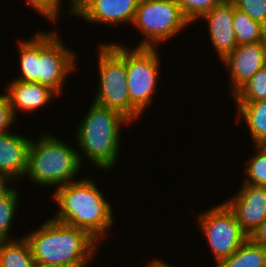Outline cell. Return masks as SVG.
<instances>
[{
	"label": "cell",
	"mask_w": 266,
	"mask_h": 267,
	"mask_svg": "<svg viewBox=\"0 0 266 267\" xmlns=\"http://www.w3.org/2000/svg\"><path fill=\"white\" fill-rule=\"evenodd\" d=\"M79 177L51 191L57 205L56 221L86 231L100 245L115 224L113 206L93 178Z\"/></svg>",
	"instance_id": "cell-1"
},
{
	"label": "cell",
	"mask_w": 266,
	"mask_h": 267,
	"mask_svg": "<svg viewBox=\"0 0 266 267\" xmlns=\"http://www.w3.org/2000/svg\"><path fill=\"white\" fill-rule=\"evenodd\" d=\"M91 102L85 116L76 124L73 138L77 142L74 143L80 149L78 155L83 166L86 160L96 170L109 172L120 160L121 131L132 123L118 111Z\"/></svg>",
	"instance_id": "cell-2"
},
{
	"label": "cell",
	"mask_w": 266,
	"mask_h": 267,
	"mask_svg": "<svg viewBox=\"0 0 266 267\" xmlns=\"http://www.w3.org/2000/svg\"><path fill=\"white\" fill-rule=\"evenodd\" d=\"M27 232L23 235L38 265H90L101 246L86 231L51 216Z\"/></svg>",
	"instance_id": "cell-3"
},
{
	"label": "cell",
	"mask_w": 266,
	"mask_h": 267,
	"mask_svg": "<svg viewBox=\"0 0 266 267\" xmlns=\"http://www.w3.org/2000/svg\"><path fill=\"white\" fill-rule=\"evenodd\" d=\"M36 139H31L28 149L27 171L25 179L54 189L77 181L83 165L78 149L55 134L44 131ZM65 141V142H64Z\"/></svg>",
	"instance_id": "cell-4"
},
{
	"label": "cell",
	"mask_w": 266,
	"mask_h": 267,
	"mask_svg": "<svg viewBox=\"0 0 266 267\" xmlns=\"http://www.w3.org/2000/svg\"><path fill=\"white\" fill-rule=\"evenodd\" d=\"M97 49L98 84L92 101L113 109L127 118L132 126L142 114L131 104L127 86L125 44L102 42Z\"/></svg>",
	"instance_id": "cell-5"
},
{
	"label": "cell",
	"mask_w": 266,
	"mask_h": 267,
	"mask_svg": "<svg viewBox=\"0 0 266 267\" xmlns=\"http://www.w3.org/2000/svg\"><path fill=\"white\" fill-rule=\"evenodd\" d=\"M190 25L174 0H139L131 26L137 28L143 38L135 47L159 48Z\"/></svg>",
	"instance_id": "cell-6"
},
{
	"label": "cell",
	"mask_w": 266,
	"mask_h": 267,
	"mask_svg": "<svg viewBox=\"0 0 266 267\" xmlns=\"http://www.w3.org/2000/svg\"><path fill=\"white\" fill-rule=\"evenodd\" d=\"M158 48L125 46L127 86L131 104L143 115L152 103L161 80ZM160 78V79H159Z\"/></svg>",
	"instance_id": "cell-7"
},
{
	"label": "cell",
	"mask_w": 266,
	"mask_h": 267,
	"mask_svg": "<svg viewBox=\"0 0 266 267\" xmlns=\"http://www.w3.org/2000/svg\"><path fill=\"white\" fill-rule=\"evenodd\" d=\"M196 222L217 265L231 256L248 239L235 214L223 201L203 212H197Z\"/></svg>",
	"instance_id": "cell-8"
},
{
	"label": "cell",
	"mask_w": 266,
	"mask_h": 267,
	"mask_svg": "<svg viewBox=\"0 0 266 267\" xmlns=\"http://www.w3.org/2000/svg\"><path fill=\"white\" fill-rule=\"evenodd\" d=\"M58 30H38V83L50 87L61 97L67 79L79 70V59Z\"/></svg>",
	"instance_id": "cell-9"
},
{
	"label": "cell",
	"mask_w": 266,
	"mask_h": 267,
	"mask_svg": "<svg viewBox=\"0 0 266 267\" xmlns=\"http://www.w3.org/2000/svg\"><path fill=\"white\" fill-rule=\"evenodd\" d=\"M139 0H70L67 15L77 16L90 25L131 26Z\"/></svg>",
	"instance_id": "cell-10"
},
{
	"label": "cell",
	"mask_w": 266,
	"mask_h": 267,
	"mask_svg": "<svg viewBox=\"0 0 266 267\" xmlns=\"http://www.w3.org/2000/svg\"><path fill=\"white\" fill-rule=\"evenodd\" d=\"M230 76L228 90L233 96L250 78L266 65V40L238 45L221 61Z\"/></svg>",
	"instance_id": "cell-11"
},
{
	"label": "cell",
	"mask_w": 266,
	"mask_h": 267,
	"mask_svg": "<svg viewBox=\"0 0 266 267\" xmlns=\"http://www.w3.org/2000/svg\"><path fill=\"white\" fill-rule=\"evenodd\" d=\"M242 184L237 193L224 200L241 229L249 235L266 219V186Z\"/></svg>",
	"instance_id": "cell-12"
},
{
	"label": "cell",
	"mask_w": 266,
	"mask_h": 267,
	"mask_svg": "<svg viewBox=\"0 0 266 267\" xmlns=\"http://www.w3.org/2000/svg\"><path fill=\"white\" fill-rule=\"evenodd\" d=\"M234 2L222 0L200 19L207 24L210 43L218 59H225L238 45L233 28Z\"/></svg>",
	"instance_id": "cell-13"
},
{
	"label": "cell",
	"mask_w": 266,
	"mask_h": 267,
	"mask_svg": "<svg viewBox=\"0 0 266 267\" xmlns=\"http://www.w3.org/2000/svg\"><path fill=\"white\" fill-rule=\"evenodd\" d=\"M31 139L17 131L0 133V184H16L24 179Z\"/></svg>",
	"instance_id": "cell-14"
},
{
	"label": "cell",
	"mask_w": 266,
	"mask_h": 267,
	"mask_svg": "<svg viewBox=\"0 0 266 267\" xmlns=\"http://www.w3.org/2000/svg\"><path fill=\"white\" fill-rule=\"evenodd\" d=\"M4 89L16 118L19 111L27 114L39 111L59 95L50 87L36 82L10 80Z\"/></svg>",
	"instance_id": "cell-15"
},
{
	"label": "cell",
	"mask_w": 266,
	"mask_h": 267,
	"mask_svg": "<svg viewBox=\"0 0 266 267\" xmlns=\"http://www.w3.org/2000/svg\"><path fill=\"white\" fill-rule=\"evenodd\" d=\"M237 112L235 122L247 126L252 145L266 140V99L254 102H234ZM243 120V121H242Z\"/></svg>",
	"instance_id": "cell-16"
},
{
	"label": "cell",
	"mask_w": 266,
	"mask_h": 267,
	"mask_svg": "<svg viewBox=\"0 0 266 267\" xmlns=\"http://www.w3.org/2000/svg\"><path fill=\"white\" fill-rule=\"evenodd\" d=\"M15 184H0V241L18 238L12 236V224L15 223L21 193ZM13 222V223H12ZM11 232V233H10ZM10 236V237H9Z\"/></svg>",
	"instance_id": "cell-17"
},
{
	"label": "cell",
	"mask_w": 266,
	"mask_h": 267,
	"mask_svg": "<svg viewBox=\"0 0 266 267\" xmlns=\"http://www.w3.org/2000/svg\"><path fill=\"white\" fill-rule=\"evenodd\" d=\"M16 41L20 73L12 79L38 83V30L32 37Z\"/></svg>",
	"instance_id": "cell-18"
},
{
	"label": "cell",
	"mask_w": 266,
	"mask_h": 267,
	"mask_svg": "<svg viewBox=\"0 0 266 267\" xmlns=\"http://www.w3.org/2000/svg\"><path fill=\"white\" fill-rule=\"evenodd\" d=\"M21 236L0 241V267H35L30 245L25 236Z\"/></svg>",
	"instance_id": "cell-19"
},
{
	"label": "cell",
	"mask_w": 266,
	"mask_h": 267,
	"mask_svg": "<svg viewBox=\"0 0 266 267\" xmlns=\"http://www.w3.org/2000/svg\"><path fill=\"white\" fill-rule=\"evenodd\" d=\"M213 267H266V246L248 238L236 252Z\"/></svg>",
	"instance_id": "cell-20"
},
{
	"label": "cell",
	"mask_w": 266,
	"mask_h": 267,
	"mask_svg": "<svg viewBox=\"0 0 266 267\" xmlns=\"http://www.w3.org/2000/svg\"><path fill=\"white\" fill-rule=\"evenodd\" d=\"M233 28L237 45L254 44L266 40V27L237 9L235 4Z\"/></svg>",
	"instance_id": "cell-21"
},
{
	"label": "cell",
	"mask_w": 266,
	"mask_h": 267,
	"mask_svg": "<svg viewBox=\"0 0 266 267\" xmlns=\"http://www.w3.org/2000/svg\"><path fill=\"white\" fill-rule=\"evenodd\" d=\"M255 154L245 161L244 178L242 183L266 186V150L261 145H253Z\"/></svg>",
	"instance_id": "cell-22"
},
{
	"label": "cell",
	"mask_w": 266,
	"mask_h": 267,
	"mask_svg": "<svg viewBox=\"0 0 266 267\" xmlns=\"http://www.w3.org/2000/svg\"><path fill=\"white\" fill-rule=\"evenodd\" d=\"M234 102H254L266 99V65L250 78L233 96Z\"/></svg>",
	"instance_id": "cell-23"
},
{
	"label": "cell",
	"mask_w": 266,
	"mask_h": 267,
	"mask_svg": "<svg viewBox=\"0 0 266 267\" xmlns=\"http://www.w3.org/2000/svg\"><path fill=\"white\" fill-rule=\"evenodd\" d=\"M179 6L185 18L193 25L201 22L200 18L209 12L222 0H174Z\"/></svg>",
	"instance_id": "cell-24"
},
{
	"label": "cell",
	"mask_w": 266,
	"mask_h": 267,
	"mask_svg": "<svg viewBox=\"0 0 266 267\" xmlns=\"http://www.w3.org/2000/svg\"><path fill=\"white\" fill-rule=\"evenodd\" d=\"M27 2L28 6L34 11L39 13L42 17L48 19L50 24L55 23L60 20V14L63 9L62 2L63 0H24ZM59 18V19H58Z\"/></svg>",
	"instance_id": "cell-25"
},
{
	"label": "cell",
	"mask_w": 266,
	"mask_h": 267,
	"mask_svg": "<svg viewBox=\"0 0 266 267\" xmlns=\"http://www.w3.org/2000/svg\"><path fill=\"white\" fill-rule=\"evenodd\" d=\"M235 7L266 27V0H232Z\"/></svg>",
	"instance_id": "cell-26"
},
{
	"label": "cell",
	"mask_w": 266,
	"mask_h": 267,
	"mask_svg": "<svg viewBox=\"0 0 266 267\" xmlns=\"http://www.w3.org/2000/svg\"><path fill=\"white\" fill-rule=\"evenodd\" d=\"M15 121L17 123L8 96L3 92V94H0V133L10 131V127L15 125Z\"/></svg>",
	"instance_id": "cell-27"
},
{
	"label": "cell",
	"mask_w": 266,
	"mask_h": 267,
	"mask_svg": "<svg viewBox=\"0 0 266 267\" xmlns=\"http://www.w3.org/2000/svg\"><path fill=\"white\" fill-rule=\"evenodd\" d=\"M248 238L254 244L266 246V219L248 235Z\"/></svg>",
	"instance_id": "cell-28"
},
{
	"label": "cell",
	"mask_w": 266,
	"mask_h": 267,
	"mask_svg": "<svg viewBox=\"0 0 266 267\" xmlns=\"http://www.w3.org/2000/svg\"><path fill=\"white\" fill-rule=\"evenodd\" d=\"M153 260L151 261H149L148 263H147V265H145L144 267H173V264H168L169 262H167V261H163V259H161V258H155L154 259V257L152 258Z\"/></svg>",
	"instance_id": "cell-29"
},
{
	"label": "cell",
	"mask_w": 266,
	"mask_h": 267,
	"mask_svg": "<svg viewBox=\"0 0 266 267\" xmlns=\"http://www.w3.org/2000/svg\"><path fill=\"white\" fill-rule=\"evenodd\" d=\"M35 267H88V265H38L36 264Z\"/></svg>",
	"instance_id": "cell-30"
},
{
	"label": "cell",
	"mask_w": 266,
	"mask_h": 267,
	"mask_svg": "<svg viewBox=\"0 0 266 267\" xmlns=\"http://www.w3.org/2000/svg\"><path fill=\"white\" fill-rule=\"evenodd\" d=\"M266 150V140L260 144Z\"/></svg>",
	"instance_id": "cell-31"
}]
</instances>
